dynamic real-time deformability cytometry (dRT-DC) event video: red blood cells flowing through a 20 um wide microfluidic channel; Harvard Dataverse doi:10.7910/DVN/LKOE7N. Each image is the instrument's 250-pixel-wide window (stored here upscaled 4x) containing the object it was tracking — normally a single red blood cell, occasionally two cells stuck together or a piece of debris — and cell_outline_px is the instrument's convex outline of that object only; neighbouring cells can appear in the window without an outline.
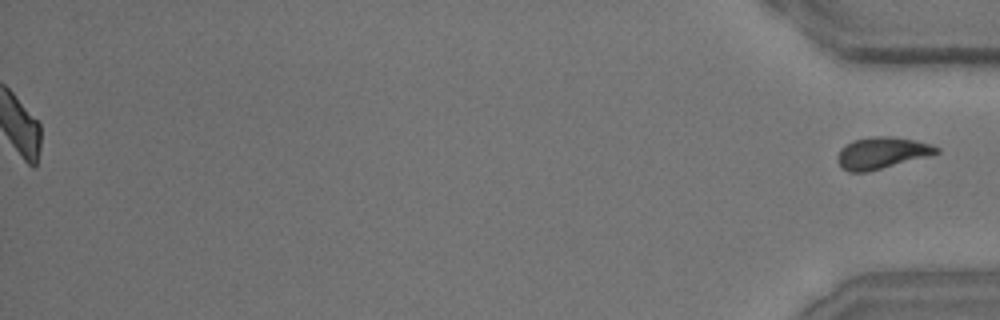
{"species": "common noctule bat (a hibernating species)", "species_latin": "Nyctalus noctula", "temperature_condition": "room temperature", "stored_images_in_passage": 47, "segment_of_instrument_passage": [2, 2], "camera_frame_rate_fps": 3000, "um_per_image_px": 0.085, "animal": {"sex": "male", "body_mass_g": 15.6}, "frame": {"image": 1, "passage_image": 47, "time_ms": 15.333, "image_size_px": [1000, 320], "cell_outline_px": [[940, 152], [928, 156], [868, 172], [848, 172], [836, 160], [840, 148], [852, 140], [872, 136], [892, 136], [916, 140], [932, 144], [940, 148]], "centroid_in_image_um": [74.96, 12.98], "position_along_channel_um": 360.2, "area_um2": 18.38}}